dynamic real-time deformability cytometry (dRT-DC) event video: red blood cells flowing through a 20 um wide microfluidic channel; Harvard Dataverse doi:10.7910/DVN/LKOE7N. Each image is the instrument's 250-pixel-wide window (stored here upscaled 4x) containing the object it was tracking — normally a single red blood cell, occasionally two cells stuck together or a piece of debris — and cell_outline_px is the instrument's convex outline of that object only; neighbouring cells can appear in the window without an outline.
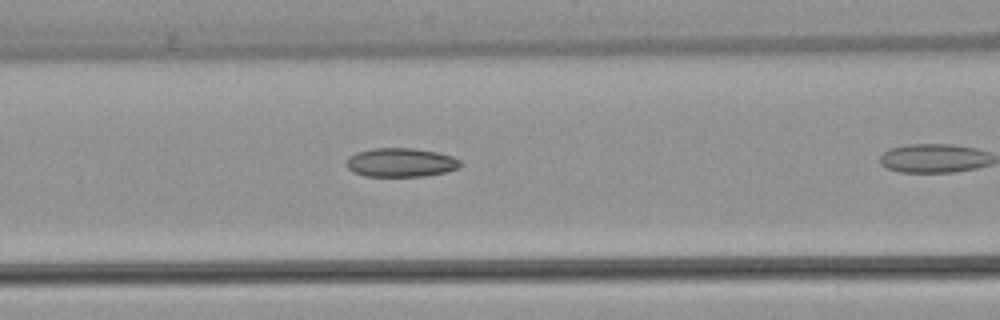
{"species": "common noctule bat (a hibernating species)", "species_latin": "Nyctalus noctula", "temperature_condition": "warm", "stored_images_in_passage": 10, "camera_frame_rate_fps": 3000, "um_per_image_px": 0.085, "animal": {"sex": "female", "body_mass_g": 22.7, "forearm_length_mm": 54.2}, "frame": {"image": 1, "passage_image": 9, "time_ms": 2.667, "image_size_px": [1000, 320], "cell_outline_px": [[460, 168], [448, 172], [424, 176], [364, 176], [352, 172], [344, 164], [348, 156], [356, 152], [372, 148], [416, 148], [436, 152], [452, 156], [460, 160]], "centroid_in_image_um": [34.04, 13.81], "position_along_channel_um": 132.6, "area_um2": 19.48}}